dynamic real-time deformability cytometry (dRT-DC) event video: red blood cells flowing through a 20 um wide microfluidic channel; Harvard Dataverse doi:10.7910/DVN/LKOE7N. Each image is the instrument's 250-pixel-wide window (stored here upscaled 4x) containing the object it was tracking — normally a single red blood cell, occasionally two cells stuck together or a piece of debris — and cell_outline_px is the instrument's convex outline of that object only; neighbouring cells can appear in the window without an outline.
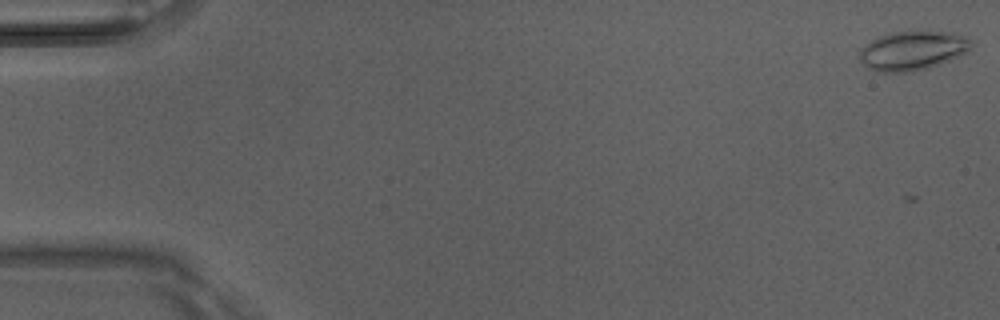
{"species": "Egyptian fruit bat (a non-hibernating species)", "species_latin": "Rousettus aegyptiacus", "temperature_condition": "room temperature", "stored_images_in_passage": 7, "camera_frame_rate_fps": 3000, "um_per_image_px": 0.085, "animal": {"sex": "male"}, "frame": {"image": 1, "passage_image": 1, "time_ms": 0.0, "image_size_px": [1000, 320], "cell_outline_px": [[972, 44], [968, 52], [940, 64], [928, 68], [912, 72], [880, 72], [868, 68], [860, 60], [860, 48], [872, 40], [880, 36], [892, 32], [920, 28], [952, 32], [968, 36], [972, 40]], "centroid_in_image_um": [77.62, 4.25], "position_along_channel_um": 7.4, "area_um2": 26.36}}